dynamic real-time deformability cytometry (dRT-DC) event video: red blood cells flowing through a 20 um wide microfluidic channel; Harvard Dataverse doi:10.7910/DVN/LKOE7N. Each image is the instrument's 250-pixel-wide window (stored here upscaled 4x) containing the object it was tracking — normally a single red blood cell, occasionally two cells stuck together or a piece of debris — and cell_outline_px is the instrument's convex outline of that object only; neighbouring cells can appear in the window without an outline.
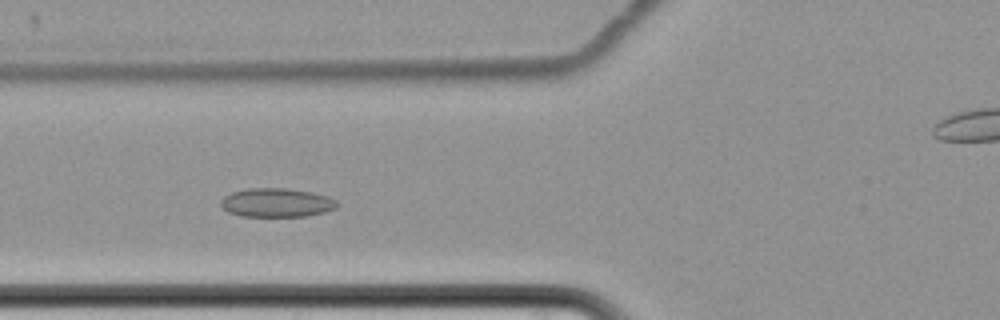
{"species": "common noctule bat (a hibernating species)", "species_latin": "Nyctalus noctula", "temperature_condition": "cold", "stored_images_in_passage": 15, "camera_frame_rate_fps": 3000, "um_per_image_px": 0.085, "animal": {"sex": "female", "body_mass_g": 22.7, "forearm_length_mm": 54.2}, "frame": {"image": 1, "passage_image": 5, "time_ms": 6.0, "image_size_px": [1000, 320], "cell_outline_px": [[340, 204], [336, 208], [324, 212], [308, 216], [240, 216], [228, 212], [220, 204], [220, 200], [224, 196], [232, 192], [248, 188], [288, 188], [312, 192], [328, 196], [336, 200]], "centroid_in_image_um": [23.53, 17.22], "position_along_channel_um": 102.3, "area_um2": 19.71}}
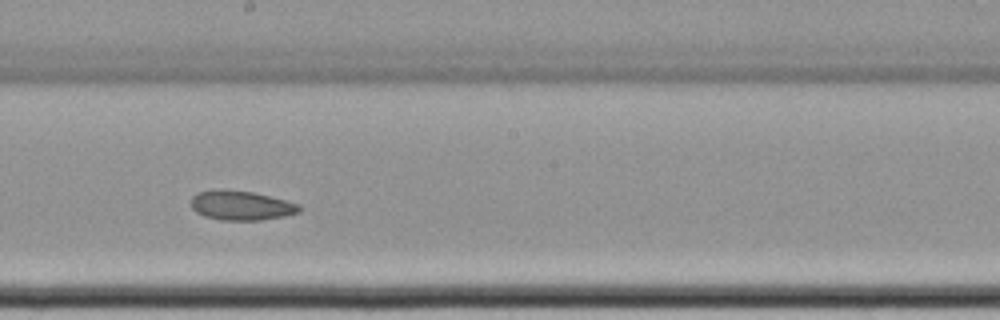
{"frame": {"image": 2, "passage_image": 8, "time_ms": 9.667, "image_size_px": [1000, 320], "cell_outline_px": [[304, 208], [300, 212], [284, 216], [260, 220], [220, 220], [204, 216], [196, 212], [192, 208], [192, 196], [196, 192], [252, 192], [300, 204]], "centroid_in_image_um": [20.56, 17.51], "position_along_channel_um": 227.6, "area_um2": 17.92}}
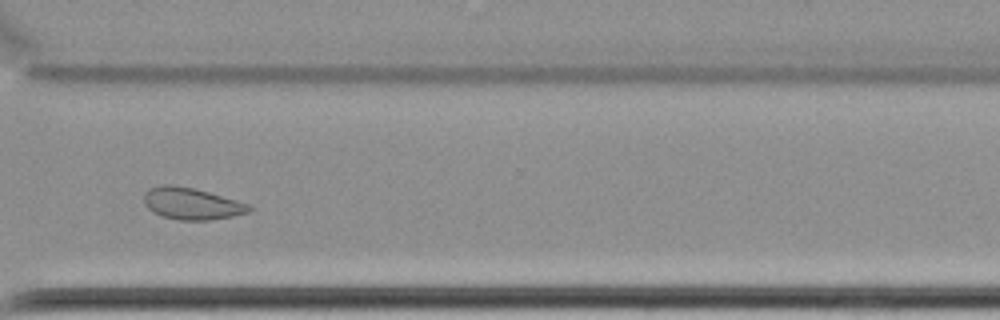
{"frame": {"image": 3, "passage_image": 11, "time_ms": 13.333, "image_size_px": [1000, 320], "cell_outline_px": [[252, 208], [248, 212], [232, 216], [208, 220], [180, 220], [160, 216], [148, 208], [144, 204], [144, 192], [148, 188], [160, 184], [168, 184], [192, 188], [208, 192], [236, 200], [248, 204]], "centroid_in_image_um": [16.23, 17.3], "position_along_channel_um": 354.4, "area_um2": 19.36}}